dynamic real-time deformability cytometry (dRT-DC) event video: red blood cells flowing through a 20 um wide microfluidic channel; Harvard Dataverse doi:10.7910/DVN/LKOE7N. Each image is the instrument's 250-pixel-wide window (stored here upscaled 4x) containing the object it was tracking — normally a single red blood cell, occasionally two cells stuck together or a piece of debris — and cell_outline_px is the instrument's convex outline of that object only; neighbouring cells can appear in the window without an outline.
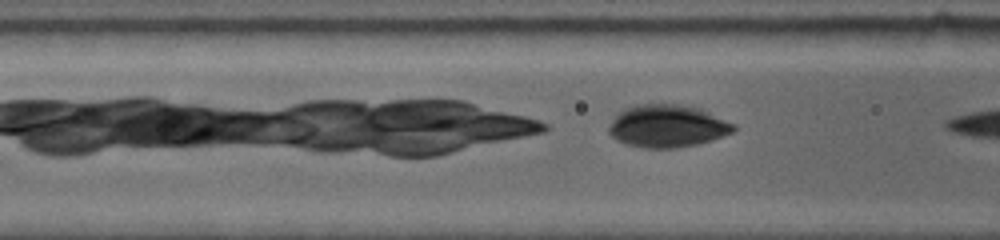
{"species": "common noctule bat (a hibernating species)", "species_latin": "Nyctalus noctula", "temperature_condition": "warm", "stored_images_in_passage": 15, "camera_frame_rate_fps": 5000, "um_per_image_px": 0.085, "animal": {"sex": "female", "body_mass_g": 19.0, "forearm_length_mm": 53.3}, "frame": {"image": 1, "passage_image": 6, "time_ms": 1.0, "image_size_px": [1000, 240], "cell_outline_px": [[736, 128], [732, 132], [712, 140], [672, 148], [648, 148], [628, 144], [612, 136], [608, 132], [608, 128], [612, 120], [624, 108], [636, 104], [680, 104], [700, 108], [736, 124]], "centroid_in_image_um": [56.74, 10.69], "position_along_channel_um": 109.9, "area_um2": 30.63}}